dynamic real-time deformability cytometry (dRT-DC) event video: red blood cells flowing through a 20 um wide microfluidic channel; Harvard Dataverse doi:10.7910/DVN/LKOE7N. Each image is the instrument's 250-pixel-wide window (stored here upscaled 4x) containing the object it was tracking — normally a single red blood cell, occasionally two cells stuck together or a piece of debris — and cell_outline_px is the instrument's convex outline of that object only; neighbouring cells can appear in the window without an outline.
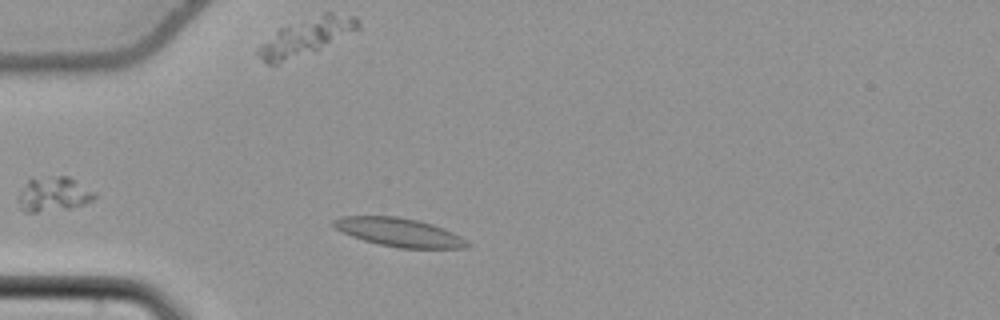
{"species": "common noctule bat (a hibernating species)", "species_latin": "Nyctalus noctula", "temperature_condition": "cold", "stored_images_in_passage": 43, "camera_frame_rate_fps": 3000, "um_per_image_px": 0.085, "animal": {"sex": "female", "body_mass_g": 22.7, "forearm_length_mm": 54.2}, "frame": {"image": 1, "passage_image": 7, "time_ms": 2.0, "image_size_px": [1000, 320], "cell_outline_px": [[472, 244], [464, 248], [400, 248], [380, 244], [364, 240], [352, 236], [336, 228], [332, 224], [332, 220], [340, 216], [396, 216], [420, 220], [444, 228], [468, 240]], "centroid_in_image_um": [33.96, 19.74], "position_along_channel_um": 51.0, "area_um2": 22.2}}
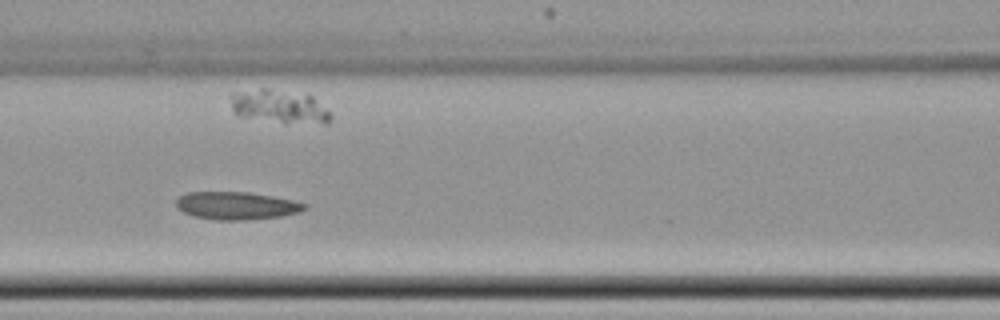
{"frame": {"image": 2, "passage_image": 16, "time_ms": 5.0, "image_size_px": [1000, 320], "cell_outline_px": [[308, 208], [300, 212], [280, 216], [248, 220], [216, 220], [196, 216], [184, 212], [176, 208], [176, 200], [180, 196], [188, 192], [248, 192], [272, 196], [292, 200], [308, 204]], "centroid_in_image_um": [20.12, 17.48], "position_along_channel_um": 146.5, "area_um2": 20.75}}
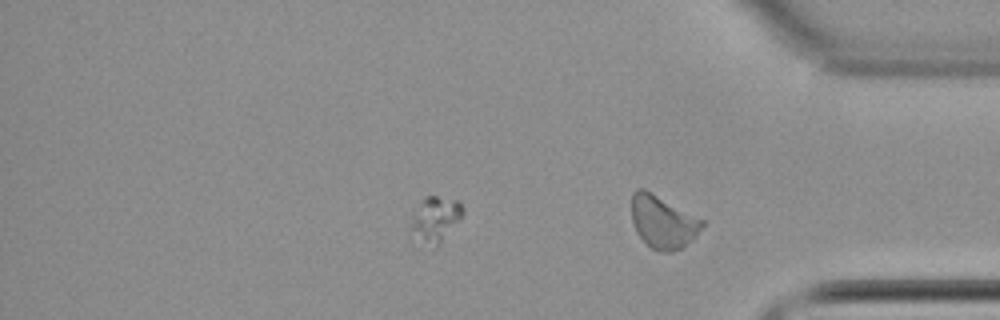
{"frame": {"image": 3, "passage_image": 35, "time_ms": 11.333, "image_size_px": [1000, 320], "cell_outline_px": [[464, 212], [440, 244], [436, 248], [412, 228], [408, 224], [424, 200], [428, 196], [436, 196], [456, 200], [464, 208]], "centroid_in_image_um": [37.08, 18.57], "position_along_channel_um": 398.1, "area_um2": 12.48}, "authors_computed_cell_mechanics": {"area_um2": 20.3456, "velocity_mm_per_s": 3.7382, "shape_relaxation_time_tau1_ms": null, "shape_relaxation_time_tau2_ms": 3.1917, "deformation_change_tau1": null, "deformation_change_tau2": 0.0695}}